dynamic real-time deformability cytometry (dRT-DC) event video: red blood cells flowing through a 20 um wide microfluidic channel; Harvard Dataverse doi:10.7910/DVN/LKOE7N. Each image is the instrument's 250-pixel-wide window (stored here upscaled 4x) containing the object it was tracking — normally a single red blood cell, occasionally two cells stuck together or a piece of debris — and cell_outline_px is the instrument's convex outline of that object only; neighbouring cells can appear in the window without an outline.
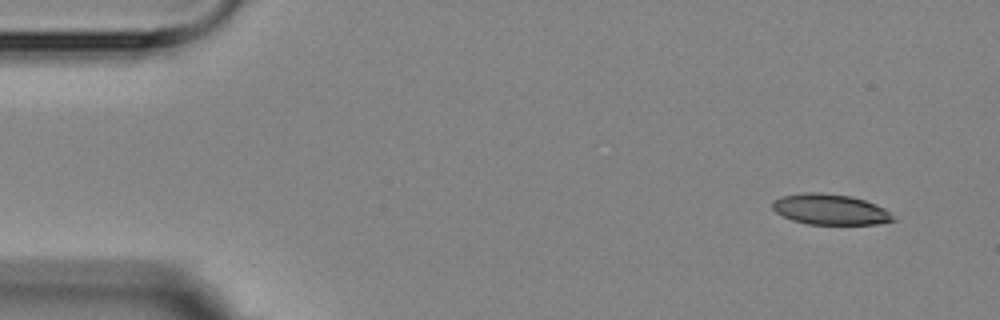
{"species": "Egyptian fruit bat (a non-hibernating species)", "species_latin": "Rousettus aegyptiacus", "temperature_condition": "room temperature", "stored_images_in_passage": 7, "camera_frame_rate_fps": 3000, "um_per_image_px": 0.085, "animal": {"sex": "female"}, "frame": {"image": 1, "passage_image": 1, "time_ms": 0.0, "image_size_px": [1000, 320], "cell_outline_px": [[896, 220], [880, 224], [808, 224], [792, 220], [776, 212], [772, 208], [772, 200], [780, 196], [804, 192], [820, 192], [852, 196], [876, 204], [884, 208]], "centroid_in_image_um": [70.54, 17.79], "position_along_channel_um": 14.5, "area_um2": 21.62}}
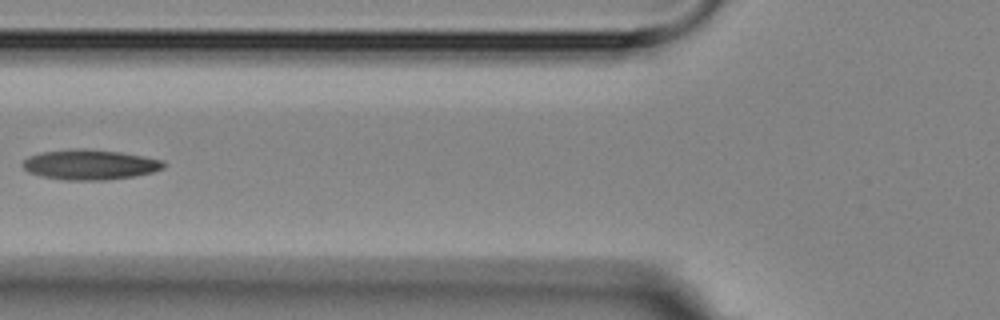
{"frame": {"image": 2, "passage_image": 6, "time_ms": 5.667, "image_size_px": [1000, 320], "cell_outline_px": [[164, 168], [152, 172], [132, 176], [108, 180], [64, 180], [40, 176], [28, 172], [20, 164], [28, 156], [40, 152], [76, 148], [84, 148], [120, 152], [164, 160]], "centroid_in_image_um": [7.6, 13.99], "position_along_channel_um": 118.2, "area_um2": 24.85}}
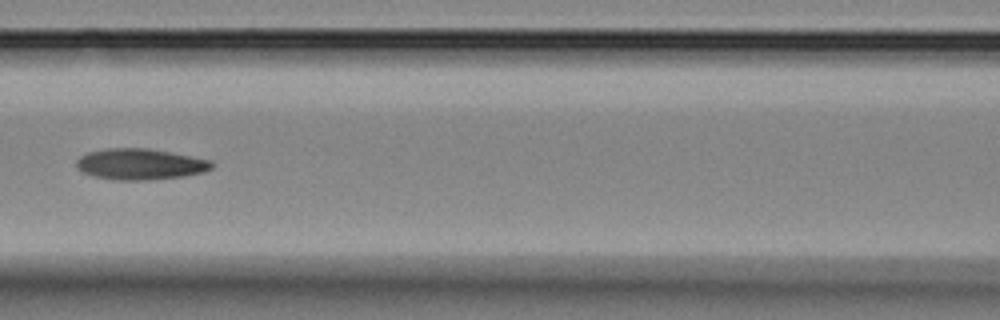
{"frame": {"image": 3, "passage_image": 7, "time_ms": 6.667, "image_size_px": [1000, 320], "cell_outline_px": [[216, 164], [212, 168], [204, 172], [184, 176], [148, 180], [112, 180], [96, 176], [84, 172], [76, 168], [76, 160], [80, 156], [88, 152], [108, 148], [148, 148], [212, 160]], "centroid_in_image_um": [11.94, 13.95], "position_along_channel_um": 154.7, "area_um2": 24.57}}